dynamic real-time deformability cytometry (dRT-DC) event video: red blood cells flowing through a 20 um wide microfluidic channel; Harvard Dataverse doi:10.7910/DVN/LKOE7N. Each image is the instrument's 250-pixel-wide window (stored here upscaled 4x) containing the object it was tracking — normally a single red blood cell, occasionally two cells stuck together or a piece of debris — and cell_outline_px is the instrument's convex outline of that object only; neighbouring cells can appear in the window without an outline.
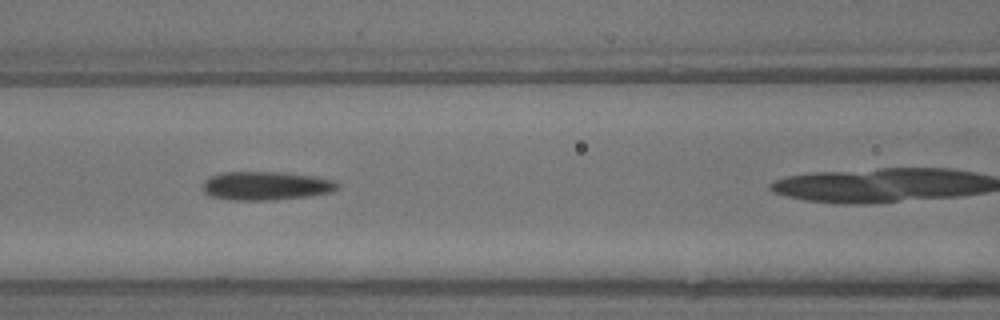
{"species": "common noctule bat (a hibernating species)", "species_latin": "Nyctalus noctula", "temperature_condition": "warm", "stored_images_in_passage": 7, "camera_frame_rate_fps": 3000, "um_per_image_px": 0.085, "animal": {"sex": "male", "body_mass_g": 13.3}, "frame": {"image": 1, "passage_image": 5, "time_ms": 1.333, "image_size_px": [1000, 320], "cell_outline_px": [[340, 188], [332, 192], [308, 196], [276, 200], [224, 200], [208, 196], [204, 192], [204, 180], [220, 172], [288, 172], [316, 176], [336, 180], [340, 184]], "centroid_in_image_um": [22.65, 15.79], "position_along_channel_um": 143.9, "area_um2": 23.0}}
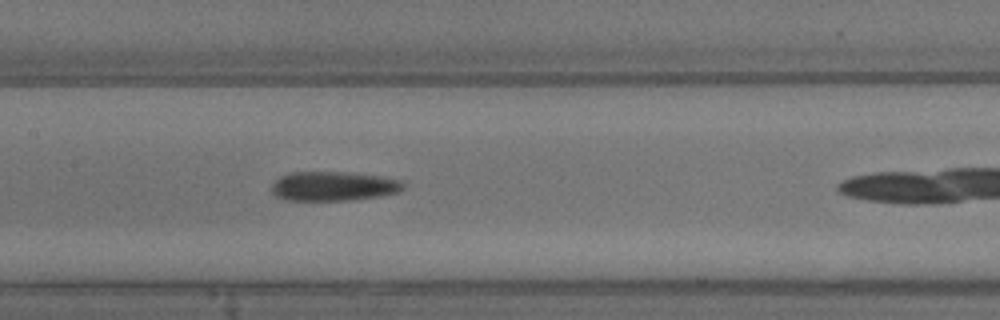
{"frame": {"image": 2, "passage_image": 6, "time_ms": 1.667, "image_size_px": [1000, 320], "cell_outline_px": [[404, 188], [400, 192], [380, 196], [348, 200], [284, 200], [276, 196], [272, 192], [272, 184], [280, 176], [288, 172], [348, 172], [384, 176], [404, 180]], "centroid_in_image_um": [28.38, 15.81], "position_along_channel_um": 179.0, "area_um2": 22.83}}